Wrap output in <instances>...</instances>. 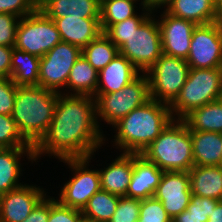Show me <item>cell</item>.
Here are the masks:
<instances>
[{
	"instance_id": "cell-44",
	"label": "cell",
	"mask_w": 222,
	"mask_h": 222,
	"mask_svg": "<svg viewBox=\"0 0 222 222\" xmlns=\"http://www.w3.org/2000/svg\"><path fill=\"white\" fill-rule=\"evenodd\" d=\"M216 13L220 20H222V0H214Z\"/></svg>"
},
{
	"instance_id": "cell-24",
	"label": "cell",
	"mask_w": 222,
	"mask_h": 222,
	"mask_svg": "<svg viewBox=\"0 0 222 222\" xmlns=\"http://www.w3.org/2000/svg\"><path fill=\"white\" fill-rule=\"evenodd\" d=\"M168 14L204 25L219 21L214 0H172L165 8Z\"/></svg>"
},
{
	"instance_id": "cell-46",
	"label": "cell",
	"mask_w": 222,
	"mask_h": 222,
	"mask_svg": "<svg viewBox=\"0 0 222 222\" xmlns=\"http://www.w3.org/2000/svg\"><path fill=\"white\" fill-rule=\"evenodd\" d=\"M79 222H92V221L82 218Z\"/></svg>"
},
{
	"instance_id": "cell-4",
	"label": "cell",
	"mask_w": 222,
	"mask_h": 222,
	"mask_svg": "<svg viewBox=\"0 0 222 222\" xmlns=\"http://www.w3.org/2000/svg\"><path fill=\"white\" fill-rule=\"evenodd\" d=\"M141 155L164 172H188L194 166L189 128L182 119H173Z\"/></svg>"
},
{
	"instance_id": "cell-29",
	"label": "cell",
	"mask_w": 222,
	"mask_h": 222,
	"mask_svg": "<svg viewBox=\"0 0 222 222\" xmlns=\"http://www.w3.org/2000/svg\"><path fill=\"white\" fill-rule=\"evenodd\" d=\"M81 54L99 72L119 54V48L102 33L84 47Z\"/></svg>"
},
{
	"instance_id": "cell-35",
	"label": "cell",
	"mask_w": 222,
	"mask_h": 222,
	"mask_svg": "<svg viewBox=\"0 0 222 222\" xmlns=\"http://www.w3.org/2000/svg\"><path fill=\"white\" fill-rule=\"evenodd\" d=\"M141 200L126 196L119 198L115 213L109 222H138Z\"/></svg>"
},
{
	"instance_id": "cell-28",
	"label": "cell",
	"mask_w": 222,
	"mask_h": 222,
	"mask_svg": "<svg viewBox=\"0 0 222 222\" xmlns=\"http://www.w3.org/2000/svg\"><path fill=\"white\" fill-rule=\"evenodd\" d=\"M120 196L100 190L96 192L82 210L83 218L92 222H109L115 213Z\"/></svg>"
},
{
	"instance_id": "cell-42",
	"label": "cell",
	"mask_w": 222,
	"mask_h": 222,
	"mask_svg": "<svg viewBox=\"0 0 222 222\" xmlns=\"http://www.w3.org/2000/svg\"><path fill=\"white\" fill-rule=\"evenodd\" d=\"M207 222H222V201H219L216 204V207L211 212Z\"/></svg>"
},
{
	"instance_id": "cell-10",
	"label": "cell",
	"mask_w": 222,
	"mask_h": 222,
	"mask_svg": "<svg viewBox=\"0 0 222 222\" xmlns=\"http://www.w3.org/2000/svg\"><path fill=\"white\" fill-rule=\"evenodd\" d=\"M92 155L87 158H67L60 162L67 163L72 170L73 177L61 187L59 199L62 205L83 210L88 200L98 191L101 190L100 175L98 169H89V163Z\"/></svg>"
},
{
	"instance_id": "cell-20",
	"label": "cell",
	"mask_w": 222,
	"mask_h": 222,
	"mask_svg": "<svg viewBox=\"0 0 222 222\" xmlns=\"http://www.w3.org/2000/svg\"><path fill=\"white\" fill-rule=\"evenodd\" d=\"M23 154L28 161L36 162L34 147L0 148V195L24 185L19 183L23 171L20 163Z\"/></svg>"
},
{
	"instance_id": "cell-26",
	"label": "cell",
	"mask_w": 222,
	"mask_h": 222,
	"mask_svg": "<svg viewBox=\"0 0 222 222\" xmlns=\"http://www.w3.org/2000/svg\"><path fill=\"white\" fill-rule=\"evenodd\" d=\"M182 120L189 130L222 133V98L192 110Z\"/></svg>"
},
{
	"instance_id": "cell-31",
	"label": "cell",
	"mask_w": 222,
	"mask_h": 222,
	"mask_svg": "<svg viewBox=\"0 0 222 222\" xmlns=\"http://www.w3.org/2000/svg\"><path fill=\"white\" fill-rule=\"evenodd\" d=\"M141 8L144 12L143 14H136L122 22L112 24L103 31V34L118 48L127 41L134 30H137L153 14L147 6Z\"/></svg>"
},
{
	"instance_id": "cell-6",
	"label": "cell",
	"mask_w": 222,
	"mask_h": 222,
	"mask_svg": "<svg viewBox=\"0 0 222 222\" xmlns=\"http://www.w3.org/2000/svg\"><path fill=\"white\" fill-rule=\"evenodd\" d=\"M93 97L96 103L97 121L103 120L107 125L113 126L132 110L151 99L147 75L140 74L122 90L108 94H95Z\"/></svg>"
},
{
	"instance_id": "cell-14",
	"label": "cell",
	"mask_w": 222,
	"mask_h": 222,
	"mask_svg": "<svg viewBox=\"0 0 222 222\" xmlns=\"http://www.w3.org/2000/svg\"><path fill=\"white\" fill-rule=\"evenodd\" d=\"M157 20L161 31L162 53L168 56L187 59L190 52L192 32L196 24L162 11Z\"/></svg>"
},
{
	"instance_id": "cell-30",
	"label": "cell",
	"mask_w": 222,
	"mask_h": 222,
	"mask_svg": "<svg viewBox=\"0 0 222 222\" xmlns=\"http://www.w3.org/2000/svg\"><path fill=\"white\" fill-rule=\"evenodd\" d=\"M140 0H106L101 2L100 23L102 31L112 24L122 22L136 14L135 4Z\"/></svg>"
},
{
	"instance_id": "cell-36",
	"label": "cell",
	"mask_w": 222,
	"mask_h": 222,
	"mask_svg": "<svg viewBox=\"0 0 222 222\" xmlns=\"http://www.w3.org/2000/svg\"><path fill=\"white\" fill-rule=\"evenodd\" d=\"M82 211L62 205L55 197H50V214L48 222H79Z\"/></svg>"
},
{
	"instance_id": "cell-22",
	"label": "cell",
	"mask_w": 222,
	"mask_h": 222,
	"mask_svg": "<svg viewBox=\"0 0 222 222\" xmlns=\"http://www.w3.org/2000/svg\"><path fill=\"white\" fill-rule=\"evenodd\" d=\"M100 6L99 0H43L38 8L48 18H100Z\"/></svg>"
},
{
	"instance_id": "cell-13",
	"label": "cell",
	"mask_w": 222,
	"mask_h": 222,
	"mask_svg": "<svg viewBox=\"0 0 222 222\" xmlns=\"http://www.w3.org/2000/svg\"><path fill=\"white\" fill-rule=\"evenodd\" d=\"M191 195L189 172L168 171L163 172L154 197L173 220L186 210Z\"/></svg>"
},
{
	"instance_id": "cell-27",
	"label": "cell",
	"mask_w": 222,
	"mask_h": 222,
	"mask_svg": "<svg viewBox=\"0 0 222 222\" xmlns=\"http://www.w3.org/2000/svg\"><path fill=\"white\" fill-rule=\"evenodd\" d=\"M40 58L13 47L10 79L16 86H37Z\"/></svg>"
},
{
	"instance_id": "cell-43",
	"label": "cell",
	"mask_w": 222,
	"mask_h": 222,
	"mask_svg": "<svg viewBox=\"0 0 222 222\" xmlns=\"http://www.w3.org/2000/svg\"><path fill=\"white\" fill-rule=\"evenodd\" d=\"M172 0H150L146 6L153 12L156 11L158 8L161 9L165 7L171 2ZM162 6V7H161Z\"/></svg>"
},
{
	"instance_id": "cell-45",
	"label": "cell",
	"mask_w": 222,
	"mask_h": 222,
	"mask_svg": "<svg viewBox=\"0 0 222 222\" xmlns=\"http://www.w3.org/2000/svg\"><path fill=\"white\" fill-rule=\"evenodd\" d=\"M150 0H141L140 2L141 3H139L140 4V6L142 5V7H144V6H146V4L149 2Z\"/></svg>"
},
{
	"instance_id": "cell-34",
	"label": "cell",
	"mask_w": 222,
	"mask_h": 222,
	"mask_svg": "<svg viewBox=\"0 0 222 222\" xmlns=\"http://www.w3.org/2000/svg\"><path fill=\"white\" fill-rule=\"evenodd\" d=\"M138 222H172V219L166 213L162 202L153 196L141 199Z\"/></svg>"
},
{
	"instance_id": "cell-2",
	"label": "cell",
	"mask_w": 222,
	"mask_h": 222,
	"mask_svg": "<svg viewBox=\"0 0 222 222\" xmlns=\"http://www.w3.org/2000/svg\"><path fill=\"white\" fill-rule=\"evenodd\" d=\"M172 120L170 105L150 99L111 126L116 129L113 146L141 155Z\"/></svg>"
},
{
	"instance_id": "cell-23",
	"label": "cell",
	"mask_w": 222,
	"mask_h": 222,
	"mask_svg": "<svg viewBox=\"0 0 222 222\" xmlns=\"http://www.w3.org/2000/svg\"><path fill=\"white\" fill-rule=\"evenodd\" d=\"M188 172L192 195L222 201V165L193 166Z\"/></svg>"
},
{
	"instance_id": "cell-11",
	"label": "cell",
	"mask_w": 222,
	"mask_h": 222,
	"mask_svg": "<svg viewBox=\"0 0 222 222\" xmlns=\"http://www.w3.org/2000/svg\"><path fill=\"white\" fill-rule=\"evenodd\" d=\"M80 55L79 47L63 41L58 43L40 58L38 85L63 93L60 90L66 88L71 68Z\"/></svg>"
},
{
	"instance_id": "cell-40",
	"label": "cell",
	"mask_w": 222,
	"mask_h": 222,
	"mask_svg": "<svg viewBox=\"0 0 222 222\" xmlns=\"http://www.w3.org/2000/svg\"><path fill=\"white\" fill-rule=\"evenodd\" d=\"M47 197V198H46ZM50 214V196H45L22 222H48Z\"/></svg>"
},
{
	"instance_id": "cell-17",
	"label": "cell",
	"mask_w": 222,
	"mask_h": 222,
	"mask_svg": "<svg viewBox=\"0 0 222 222\" xmlns=\"http://www.w3.org/2000/svg\"><path fill=\"white\" fill-rule=\"evenodd\" d=\"M163 172L142 155L133 154V172L126 197L140 200L153 197Z\"/></svg>"
},
{
	"instance_id": "cell-15",
	"label": "cell",
	"mask_w": 222,
	"mask_h": 222,
	"mask_svg": "<svg viewBox=\"0 0 222 222\" xmlns=\"http://www.w3.org/2000/svg\"><path fill=\"white\" fill-rule=\"evenodd\" d=\"M46 196L43 188L22 185L0 195V222H22Z\"/></svg>"
},
{
	"instance_id": "cell-19",
	"label": "cell",
	"mask_w": 222,
	"mask_h": 222,
	"mask_svg": "<svg viewBox=\"0 0 222 222\" xmlns=\"http://www.w3.org/2000/svg\"><path fill=\"white\" fill-rule=\"evenodd\" d=\"M98 171L101 190L120 197L126 196L132 178L133 154L121 153L109 166Z\"/></svg>"
},
{
	"instance_id": "cell-12",
	"label": "cell",
	"mask_w": 222,
	"mask_h": 222,
	"mask_svg": "<svg viewBox=\"0 0 222 222\" xmlns=\"http://www.w3.org/2000/svg\"><path fill=\"white\" fill-rule=\"evenodd\" d=\"M190 68L222 67V21L196 25L192 32L190 52L186 59Z\"/></svg>"
},
{
	"instance_id": "cell-38",
	"label": "cell",
	"mask_w": 222,
	"mask_h": 222,
	"mask_svg": "<svg viewBox=\"0 0 222 222\" xmlns=\"http://www.w3.org/2000/svg\"><path fill=\"white\" fill-rule=\"evenodd\" d=\"M17 86L10 78L0 77V114L12 115Z\"/></svg>"
},
{
	"instance_id": "cell-41",
	"label": "cell",
	"mask_w": 222,
	"mask_h": 222,
	"mask_svg": "<svg viewBox=\"0 0 222 222\" xmlns=\"http://www.w3.org/2000/svg\"><path fill=\"white\" fill-rule=\"evenodd\" d=\"M13 47L0 46V77L10 78Z\"/></svg>"
},
{
	"instance_id": "cell-8",
	"label": "cell",
	"mask_w": 222,
	"mask_h": 222,
	"mask_svg": "<svg viewBox=\"0 0 222 222\" xmlns=\"http://www.w3.org/2000/svg\"><path fill=\"white\" fill-rule=\"evenodd\" d=\"M61 41L53 19L38 8L20 19L14 47L41 58Z\"/></svg>"
},
{
	"instance_id": "cell-37",
	"label": "cell",
	"mask_w": 222,
	"mask_h": 222,
	"mask_svg": "<svg viewBox=\"0 0 222 222\" xmlns=\"http://www.w3.org/2000/svg\"><path fill=\"white\" fill-rule=\"evenodd\" d=\"M20 17L0 13V46L14 47Z\"/></svg>"
},
{
	"instance_id": "cell-7",
	"label": "cell",
	"mask_w": 222,
	"mask_h": 222,
	"mask_svg": "<svg viewBox=\"0 0 222 222\" xmlns=\"http://www.w3.org/2000/svg\"><path fill=\"white\" fill-rule=\"evenodd\" d=\"M189 69L186 59L162 54L145 73L149 82L150 98L171 105L179 96Z\"/></svg>"
},
{
	"instance_id": "cell-21",
	"label": "cell",
	"mask_w": 222,
	"mask_h": 222,
	"mask_svg": "<svg viewBox=\"0 0 222 222\" xmlns=\"http://www.w3.org/2000/svg\"><path fill=\"white\" fill-rule=\"evenodd\" d=\"M194 166L222 165L221 133L190 130Z\"/></svg>"
},
{
	"instance_id": "cell-16",
	"label": "cell",
	"mask_w": 222,
	"mask_h": 222,
	"mask_svg": "<svg viewBox=\"0 0 222 222\" xmlns=\"http://www.w3.org/2000/svg\"><path fill=\"white\" fill-rule=\"evenodd\" d=\"M55 22L61 40L81 50L102 33L100 18H81L67 15L64 18H50Z\"/></svg>"
},
{
	"instance_id": "cell-18",
	"label": "cell",
	"mask_w": 222,
	"mask_h": 222,
	"mask_svg": "<svg viewBox=\"0 0 222 222\" xmlns=\"http://www.w3.org/2000/svg\"><path fill=\"white\" fill-rule=\"evenodd\" d=\"M140 71L121 53L98 72L96 94H108L122 88L139 75Z\"/></svg>"
},
{
	"instance_id": "cell-9",
	"label": "cell",
	"mask_w": 222,
	"mask_h": 222,
	"mask_svg": "<svg viewBox=\"0 0 222 222\" xmlns=\"http://www.w3.org/2000/svg\"><path fill=\"white\" fill-rule=\"evenodd\" d=\"M153 16V17H152ZM155 15H151L119 48L140 72L146 73L162 53L161 31Z\"/></svg>"
},
{
	"instance_id": "cell-33",
	"label": "cell",
	"mask_w": 222,
	"mask_h": 222,
	"mask_svg": "<svg viewBox=\"0 0 222 222\" xmlns=\"http://www.w3.org/2000/svg\"><path fill=\"white\" fill-rule=\"evenodd\" d=\"M34 147L20 133L11 115L0 114V148Z\"/></svg>"
},
{
	"instance_id": "cell-39",
	"label": "cell",
	"mask_w": 222,
	"mask_h": 222,
	"mask_svg": "<svg viewBox=\"0 0 222 222\" xmlns=\"http://www.w3.org/2000/svg\"><path fill=\"white\" fill-rule=\"evenodd\" d=\"M38 5L33 0H0V13H9L20 18L34 13Z\"/></svg>"
},
{
	"instance_id": "cell-5",
	"label": "cell",
	"mask_w": 222,
	"mask_h": 222,
	"mask_svg": "<svg viewBox=\"0 0 222 222\" xmlns=\"http://www.w3.org/2000/svg\"><path fill=\"white\" fill-rule=\"evenodd\" d=\"M220 98H222V67L190 68L179 96L170 105L172 118L183 119L192 110Z\"/></svg>"
},
{
	"instance_id": "cell-47",
	"label": "cell",
	"mask_w": 222,
	"mask_h": 222,
	"mask_svg": "<svg viewBox=\"0 0 222 222\" xmlns=\"http://www.w3.org/2000/svg\"><path fill=\"white\" fill-rule=\"evenodd\" d=\"M37 5H39L43 0H33Z\"/></svg>"
},
{
	"instance_id": "cell-32",
	"label": "cell",
	"mask_w": 222,
	"mask_h": 222,
	"mask_svg": "<svg viewBox=\"0 0 222 222\" xmlns=\"http://www.w3.org/2000/svg\"><path fill=\"white\" fill-rule=\"evenodd\" d=\"M219 200L191 195L185 211L178 214L172 222H207Z\"/></svg>"
},
{
	"instance_id": "cell-1",
	"label": "cell",
	"mask_w": 222,
	"mask_h": 222,
	"mask_svg": "<svg viewBox=\"0 0 222 222\" xmlns=\"http://www.w3.org/2000/svg\"><path fill=\"white\" fill-rule=\"evenodd\" d=\"M104 137L96 117L95 98L60 93L51 125L34 146L35 160L43 154L58 160L87 158L102 147Z\"/></svg>"
},
{
	"instance_id": "cell-3",
	"label": "cell",
	"mask_w": 222,
	"mask_h": 222,
	"mask_svg": "<svg viewBox=\"0 0 222 222\" xmlns=\"http://www.w3.org/2000/svg\"><path fill=\"white\" fill-rule=\"evenodd\" d=\"M60 93L42 86H17L12 118L22 136L35 146L51 125Z\"/></svg>"
},
{
	"instance_id": "cell-25",
	"label": "cell",
	"mask_w": 222,
	"mask_h": 222,
	"mask_svg": "<svg viewBox=\"0 0 222 222\" xmlns=\"http://www.w3.org/2000/svg\"><path fill=\"white\" fill-rule=\"evenodd\" d=\"M98 86V71L81 54L71 68L66 88L73 92L66 95L94 96Z\"/></svg>"
}]
</instances>
